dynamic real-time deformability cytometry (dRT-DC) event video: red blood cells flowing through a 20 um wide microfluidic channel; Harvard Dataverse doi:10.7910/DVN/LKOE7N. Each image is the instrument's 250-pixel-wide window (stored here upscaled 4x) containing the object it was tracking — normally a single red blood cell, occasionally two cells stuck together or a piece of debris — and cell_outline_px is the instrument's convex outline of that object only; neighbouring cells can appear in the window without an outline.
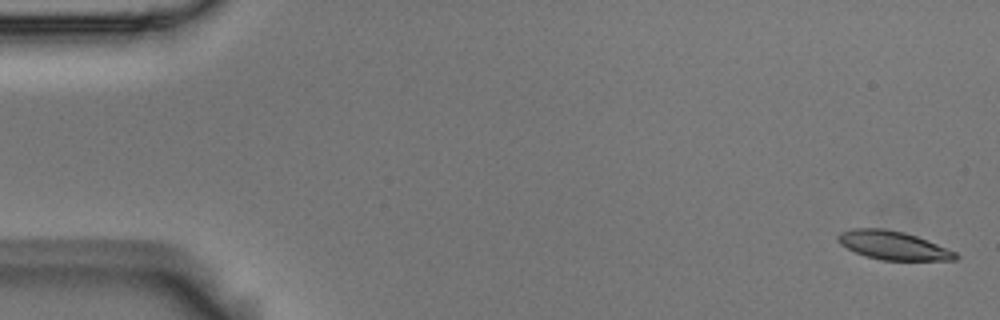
{"species": "Egyptian fruit bat (a non-hibernating species)", "species_latin": "Rousettus aegyptiacus", "temperature_condition": "room temperature", "stored_images_in_passage": 5, "camera_frame_rate_fps": 3000, "um_per_image_px": 0.085, "animal": {"sex": "male"}, "frame": {"image": 1, "passage_image": 1, "time_ms": 0.0, "image_size_px": [1000, 320], "cell_outline_px": [[960, 256], [956, 260], [880, 260], [864, 256], [840, 244], [836, 240], [836, 236], [840, 232], [852, 228], [884, 228], [904, 232], [916, 236], [956, 252]], "centroid_in_image_um": [75.88, 20.85], "position_along_channel_um": 9.1, "area_um2": 19.59}}